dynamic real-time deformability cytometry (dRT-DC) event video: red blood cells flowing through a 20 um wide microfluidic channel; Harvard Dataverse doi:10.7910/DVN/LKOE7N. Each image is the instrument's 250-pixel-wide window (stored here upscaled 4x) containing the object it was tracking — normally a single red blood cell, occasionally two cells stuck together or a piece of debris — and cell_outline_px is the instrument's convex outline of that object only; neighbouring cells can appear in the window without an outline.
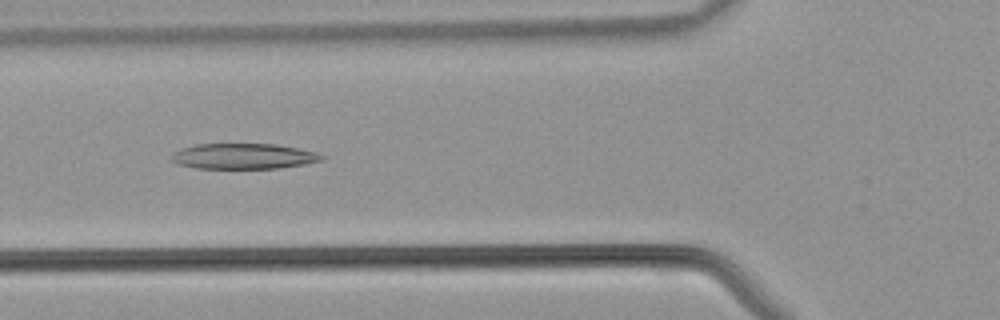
{"species": "common noctule bat (a hibernating species)", "species_latin": "Nyctalus noctula", "temperature_condition": "warm", "stored_images_in_passage": 37, "camera_frame_rate_fps": 3000, "um_per_image_px": 0.085, "animal": {"sex": "male", "body_mass_g": 21.5, "forearm_length_mm": 52.0}, "frame": {"image": 1, "passage_image": 12, "time_ms": 3.667, "image_size_px": [1000, 320], "cell_outline_px": [[328, 156], [324, 160], [304, 164], [280, 168], [196, 168], [176, 164], [168, 160], [180, 148], [196, 144], [276, 144], [316, 152]], "centroid_in_image_um": [20.7, 13.28], "position_along_channel_um": 105.1, "area_um2": 22.48}}
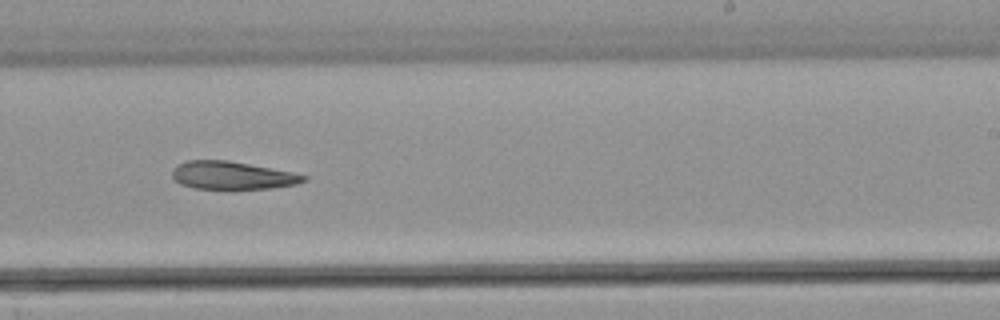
{"frame": {"image": 2, "passage_image": 22, "time_ms": 7.0, "image_size_px": [1000, 320], "cell_outline_px": [[308, 180], [296, 184], [268, 188], [196, 188], [180, 184], [172, 176], [172, 168], [176, 164], [188, 160], [228, 160], [292, 172], [308, 176]], "centroid_in_image_um": [19.72, 14.89], "position_along_channel_um": 269.3, "area_um2": 21.15}}
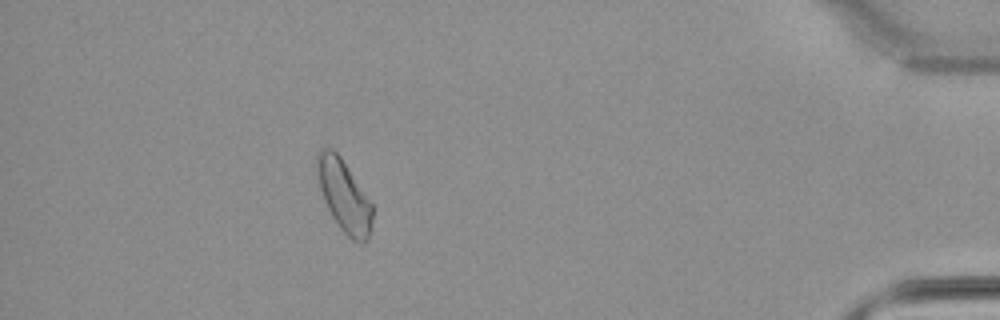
{"frame": {"image": 3, "passage_image": 34, "time_ms": 11.0, "image_size_px": [1000, 320], "cell_outline_px": [[372, 224], [368, 240], [364, 244], [356, 244], [340, 228], [332, 216], [324, 200], [312, 164], [316, 152], [320, 148], [332, 148], [340, 156], [372, 204]], "centroid_in_image_um": [29.19, 16.62], "position_along_channel_um": 406.0, "area_um2": 23.58}}